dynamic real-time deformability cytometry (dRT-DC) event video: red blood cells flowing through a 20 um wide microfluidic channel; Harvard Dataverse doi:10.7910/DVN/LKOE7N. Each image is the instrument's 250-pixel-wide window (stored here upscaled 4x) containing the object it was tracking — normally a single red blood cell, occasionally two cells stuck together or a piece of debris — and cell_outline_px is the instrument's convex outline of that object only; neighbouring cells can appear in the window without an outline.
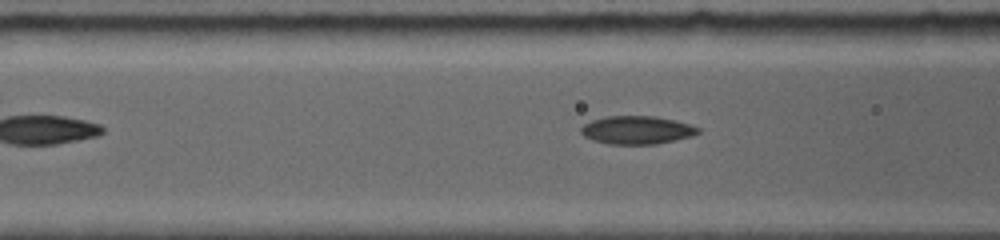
{"species": "common noctule bat (a hibernating species)", "species_latin": "Nyctalus noctula", "temperature_condition": "room temperature", "stored_images_in_passage": 10, "camera_frame_rate_fps": 5000, "um_per_image_px": 0.085, "animal": {"sex": "female", "body_mass_g": 19.0, "forearm_length_mm": 56.7}, "frame": {"image": 1, "passage_image": 5, "time_ms": 2.0, "image_size_px": [1000, 240], "cell_outline_px": [[700, 132], [692, 136], [656, 144], [608, 144], [592, 140], [584, 136], [580, 132], [580, 128], [584, 124], [592, 120], [604, 116], [656, 116], [676, 120], [700, 128]], "centroid_in_image_um": [54.12, 11.05], "position_along_channel_um": 112.5, "area_um2": 19.31}}
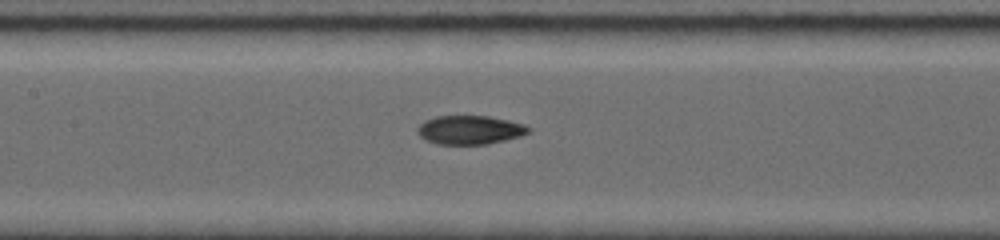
{"frame": {"image": 2, "passage_image": 9, "time_ms": 3.4, "image_size_px": [1000, 240], "cell_outline_px": [[532, 128], [528, 132], [520, 136], [488, 144], [436, 144], [424, 140], [416, 132], [416, 128], [424, 120], [436, 116], [488, 116], [508, 120], [524, 124]], "centroid_in_image_um": [39.9, 11.04], "position_along_channel_um": 167.5, "area_um2": 18.73}}